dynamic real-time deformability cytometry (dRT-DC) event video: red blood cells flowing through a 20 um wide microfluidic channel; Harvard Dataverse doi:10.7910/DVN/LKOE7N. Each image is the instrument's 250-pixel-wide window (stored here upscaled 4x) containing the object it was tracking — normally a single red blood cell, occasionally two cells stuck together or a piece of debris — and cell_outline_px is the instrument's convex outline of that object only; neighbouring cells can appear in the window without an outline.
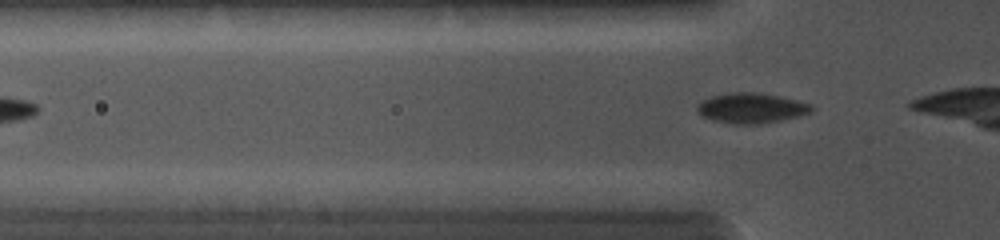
{"species": "common noctule bat (a hibernating species)", "species_latin": "Nyctalus noctula", "temperature_condition": "cold", "stored_images_in_passage": 3, "camera_frame_rate_fps": 5000, "um_per_image_px": 0.085, "animal": {"sex": "female", "body_mass_g": 19.0, "forearm_length_mm": 56.7}, "frame": {"image": 1, "passage_image": 3, "time_ms": 1.4, "image_size_px": [1000, 240], "cell_outline_px": [[816, 108], [812, 112], [780, 120], [760, 124], [732, 124], [712, 120], [700, 116], [696, 112], [696, 104], [700, 100], [712, 96], [732, 92], [752, 92], [776, 96], [796, 100], [812, 104]], "centroid_in_image_um": [63.8, 9.19], "position_along_channel_um": 62.0, "area_um2": 20.23}}